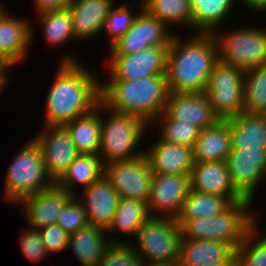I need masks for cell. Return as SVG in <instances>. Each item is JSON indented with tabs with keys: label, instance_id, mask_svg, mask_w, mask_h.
Here are the masks:
<instances>
[{
	"label": "cell",
	"instance_id": "6da1fadb",
	"mask_svg": "<svg viewBox=\"0 0 266 266\" xmlns=\"http://www.w3.org/2000/svg\"><path fill=\"white\" fill-rule=\"evenodd\" d=\"M65 55L46 99L44 126H64L91 112L101 101L96 76L72 55Z\"/></svg>",
	"mask_w": 266,
	"mask_h": 266
},
{
	"label": "cell",
	"instance_id": "7a4b0ae2",
	"mask_svg": "<svg viewBox=\"0 0 266 266\" xmlns=\"http://www.w3.org/2000/svg\"><path fill=\"white\" fill-rule=\"evenodd\" d=\"M196 34L183 42L175 34L171 41L166 64L169 93H204L208 77L219 61L213 35Z\"/></svg>",
	"mask_w": 266,
	"mask_h": 266
},
{
	"label": "cell",
	"instance_id": "3957f363",
	"mask_svg": "<svg viewBox=\"0 0 266 266\" xmlns=\"http://www.w3.org/2000/svg\"><path fill=\"white\" fill-rule=\"evenodd\" d=\"M168 95L166 75L108 81L100 86L101 102L108 109L138 116L150 125L164 112Z\"/></svg>",
	"mask_w": 266,
	"mask_h": 266
},
{
	"label": "cell",
	"instance_id": "277c9868",
	"mask_svg": "<svg viewBox=\"0 0 266 266\" xmlns=\"http://www.w3.org/2000/svg\"><path fill=\"white\" fill-rule=\"evenodd\" d=\"M251 202L250 199L245 198L240 202L232 203L215 217L177 222L181 239L223 241L237 249L247 230L256 222L255 215L249 210Z\"/></svg>",
	"mask_w": 266,
	"mask_h": 266
},
{
	"label": "cell",
	"instance_id": "5b68a950",
	"mask_svg": "<svg viewBox=\"0 0 266 266\" xmlns=\"http://www.w3.org/2000/svg\"><path fill=\"white\" fill-rule=\"evenodd\" d=\"M7 170L5 200L19 203L55 184L47 172L41 148L30 139L20 149Z\"/></svg>",
	"mask_w": 266,
	"mask_h": 266
},
{
	"label": "cell",
	"instance_id": "8992f818",
	"mask_svg": "<svg viewBox=\"0 0 266 266\" xmlns=\"http://www.w3.org/2000/svg\"><path fill=\"white\" fill-rule=\"evenodd\" d=\"M104 111L110 112L107 120L101 118V136L99 156L104 164L113 161L132 160L145 154L134 153L146 128L144 119L126 113H117L104 105Z\"/></svg>",
	"mask_w": 266,
	"mask_h": 266
},
{
	"label": "cell",
	"instance_id": "52a82bcc",
	"mask_svg": "<svg viewBox=\"0 0 266 266\" xmlns=\"http://www.w3.org/2000/svg\"><path fill=\"white\" fill-rule=\"evenodd\" d=\"M135 239L138 249H134L145 265L176 266L181 241L176 218L151 216L141 225Z\"/></svg>",
	"mask_w": 266,
	"mask_h": 266
},
{
	"label": "cell",
	"instance_id": "ba28073f",
	"mask_svg": "<svg viewBox=\"0 0 266 266\" xmlns=\"http://www.w3.org/2000/svg\"><path fill=\"white\" fill-rule=\"evenodd\" d=\"M217 31L211 34L217 43L219 61L243 71L266 64V30L250 27L223 35Z\"/></svg>",
	"mask_w": 266,
	"mask_h": 266
},
{
	"label": "cell",
	"instance_id": "9c48e42d",
	"mask_svg": "<svg viewBox=\"0 0 266 266\" xmlns=\"http://www.w3.org/2000/svg\"><path fill=\"white\" fill-rule=\"evenodd\" d=\"M244 71L218 61L210 73L204 94L219 120L243 112Z\"/></svg>",
	"mask_w": 266,
	"mask_h": 266
},
{
	"label": "cell",
	"instance_id": "30bf717a",
	"mask_svg": "<svg viewBox=\"0 0 266 266\" xmlns=\"http://www.w3.org/2000/svg\"><path fill=\"white\" fill-rule=\"evenodd\" d=\"M104 175L112 183L120 198L148 202L153 172L145 154L132 160L105 164Z\"/></svg>",
	"mask_w": 266,
	"mask_h": 266
},
{
	"label": "cell",
	"instance_id": "8fae6325",
	"mask_svg": "<svg viewBox=\"0 0 266 266\" xmlns=\"http://www.w3.org/2000/svg\"><path fill=\"white\" fill-rule=\"evenodd\" d=\"M175 33L140 5L130 30L109 49L110 55H131L148 47H169Z\"/></svg>",
	"mask_w": 266,
	"mask_h": 266
},
{
	"label": "cell",
	"instance_id": "7c38bea8",
	"mask_svg": "<svg viewBox=\"0 0 266 266\" xmlns=\"http://www.w3.org/2000/svg\"><path fill=\"white\" fill-rule=\"evenodd\" d=\"M169 47H148L131 55H110L109 81L166 75Z\"/></svg>",
	"mask_w": 266,
	"mask_h": 266
},
{
	"label": "cell",
	"instance_id": "4fadbf2b",
	"mask_svg": "<svg viewBox=\"0 0 266 266\" xmlns=\"http://www.w3.org/2000/svg\"><path fill=\"white\" fill-rule=\"evenodd\" d=\"M225 162L232 185L253 201L259 181L266 177V149H231Z\"/></svg>",
	"mask_w": 266,
	"mask_h": 266
},
{
	"label": "cell",
	"instance_id": "5bb4252c",
	"mask_svg": "<svg viewBox=\"0 0 266 266\" xmlns=\"http://www.w3.org/2000/svg\"><path fill=\"white\" fill-rule=\"evenodd\" d=\"M189 190L190 175L153 174L152 187L147 202L150 216L176 218Z\"/></svg>",
	"mask_w": 266,
	"mask_h": 266
},
{
	"label": "cell",
	"instance_id": "9a60e30c",
	"mask_svg": "<svg viewBox=\"0 0 266 266\" xmlns=\"http://www.w3.org/2000/svg\"><path fill=\"white\" fill-rule=\"evenodd\" d=\"M44 130L33 139L41 148L48 174L56 182L80 153L65 126H45Z\"/></svg>",
	"mask_w": 266,
	"mask_h": 266
},
{
	"label": "cell",
	"instance_id": "2e32d148",
	"mask_svg": "<svg viewBox=\"0 0 266 266\" xmlns=\"http://www.w3.org/2000/svg\"><path fill=\"white\" fill-rule=\"evenodd\" d=\"M74 195L56 183L36 195L26 197L18 204L23 207V214L31 228L41 229L51 224H56L66 203Z\"/></svg>",
	"mask_w": 266,
	"mask_h": 266
},
{
	"label": "cell",
	"instance_id": "e0dca14e",
	"mask_svg": "<svg viewBox=\"0 0 266 266\" xmlns=\"http://www.w3.org/2000/svg\"><path fill=\"white\" fill-rule=\"evenodd\" d=\"M163 114L167 118L188 122L200 130L219 120L204 93H169Z\"/></svg>",
	"mask_w": 266,
	"mask_h": 266
},
{
	"label": "cell",
	"instance_id": "ac0fdd59",
	"mask_svg": "<svg viewBox=\"0 0 266 266\" xmlns=\"http://www.w3.org/2000/svg\"><path fill=\"white\" fill-rule=\"evenodd\" d=\"M190 189L229 198L233 203L245 199L232 185L225 161L194 162L190 174Z\"/></svg>",
	"mask_w": 266,
	"mask_h": 266
},
{
	"label": "cell",
	"instance_id": "d6986e66",
	"mask_svg": "<svg viewBox=\"0 0 266 266\" xmlns=\"http://www.w3.org/2000/svg\"><path fill=\"white\" fill-rule=\"evenodd\" d=\"M235 251L223 241L181 239L176 266L234 265Z\"/></svg>",
	"mask_w": 266,
	"mask_h": 266
},
{
	"label": "cell",
	"instance_id": "ffe728a7",
	"mask_svg": "<svg viewBox=\"0 0 266 266\" xmlns=\"http://www.w3.org/2000/svg\"><path fill=\"white\" fill-rule=\"evenodd\" d=\"M83 203L90 225L108 229L113 221L120 196L105 175L82 190Z\"/></svg>",
	"mask_w": 266,
	"mask_h": 266
},
{
	"label": "cell",
	"instance_id": "44dd1931",
	"mask_svg": "<svg viewBox=\"0 0 266 266\" xmlns=\"http://www.w3.org/2000/svg\"><path fill=\"white\" fill-rule=\"evenodd\" d=\"M145 156L153 174L190 175L194 166L193 148L161 139L145 151Z\"/></svg>",
	"mask_w": 266,
	"mask_h": 266
},
{
	"label": "cell",
	"instance_id": "7402d4cb",
	"mask_svg": "<svg viewBox=\"0 0 266 266\" xmlns=\"http://www.w3.org/2000/svg\"><path fill=\"white\" fill-rule=\"evenodd\" d=\"M114 0H73L68 7L74 38L87 39L103 31Z\"/></svg>",
	"mask_w": 266,
	"mask_h": 266
},
{
	"label": "cell",
	"instance_id": "603a6c76",
	"mask_svg": "<svg viewBox=\"0 0 266 266\" xmlns=\"http://www.w3.org/2000/svg\"><path fill=\"white\" fill-rule=\"evenodd\" d=\"M106 233V229L94 225L78 229L69 235L68 247L73 249L83 266H98L99 260L111 243H127L115 238L108 239Z\"/></svg>",
	"mask_w": 266,
	"mask_h": 266
},
{
	"label": "cell",
	"instance_id": "cb8c5ba5",
	"mask_svg": "<svg viewBox=\"0 0 266 266\" xmlns=\"http://www.w3.org/2000/svg\"><path fill=\"white\" fill-rule=\"evenodd\" d=\"M231 134L227 120L200 130L193 147L194 162L226 161L231 151Z\"/></svg>",
	"mask_w": 266,
	"mask_h": 266
},
{
	"label": "cell",
	"instance_id": "d4e9b609",
	"mask_svg": "<svg viewBox=\"0 0 266 266\" xmlns=\"http://www.w3.org/2000/svg\"><path fill=\"white\" fill-rule=\"evenodd\" d=\"M231 149H266V114L240 113L227 119Z\"/></svg>",
	"mask_w": 266,
	"mask_h": 266
},
{
	"label": "cell",
	"instance_id": "484cf974",
	"mask_svg": "<svg viewBox=\"0 0 266 266\" xmlns=\"http://www.w3.org/2000/svg\"><path fill=\"white\" fill-rule=\"evenodd\" d=\"M30 21L10 17L8 12L0 19V49L17 65L28 51V45L33 38Z\"/></svg>",
	"mask_w": 266,
	"mask_h": 266
},
{
	"label": "cell",
	"instance_id": "4316f807",
	"mask_svg": "<svg viewBox=\"0 0 266 266\" xmlns=\"http://www.w3.org/2000/svg\"><path fill=\"white\" fill-rule=\"evenodd\" d=\"M103 110L104 104L100 101L91 112L64 125L80 154H99Z\"/></svg>",
	"mask_w": 266,
	"mask_h": 266
},
{
	"label": "cell",
	"instance_id": "83f0119b",
	"mask_svg": "<svg viewBox=\"0 0 266 266\" xmlns=\"http://www.w3.org/2000/svg\"><path fill=\"white\" fill-rule=\"evenodd\" d=\"M105 164L99 155L79 154L63 175L55 182L59 187L75 195V187H89L104 176ZM81 184V185H80Z\"/></svg>",
	"mask_w": 266,
	"mask_h": 266
},
{
	"label": "cell",
	"instance_id": "f1b7e54d",
	"mask_svg": "<svg viewBox=\"0 0 266 266\" xmlns=\"http://www.w3.org/2000/svg\"><path fill=\"white\" fill-rule=\"evenodd\" d=\"M235 0H190L191 28L197 33H212L223 23Z\"/></svg>",
	"mask_w": 266,
	"mask_h": 266
},
{
	"label": "cell",
	"instance_id": "f546056e",
	"mask_svg": "<svg viewBox=\"0 0 266 266\" xmlns=\"http://www.w3.org/2000/svg\"><path fill=\"white\" fill-rule=\"evenodd\" d=\"M233 202L229 198L189 190L177 222H186L190 219L215 217L226 210Z\"/></svg>",
	"mask_w": 266,
	"mask_h": 266
},
{
	"label": "cell",
	"instance_id": "4dcf8cb0",
	"mask_svg": "<svg viewBox=\"0 0 266 266\" xmlns=\"http://www.w3.org/2000/svg\"><path fill=\"white\" fill-rule=\"evenodd\" d=\"M150 217L147 202L132 198H120L113 221L106 231L107 233L122 231V233H130L136 237L141 225Z\"/></svg>",
	"mask_w": 266,
	"mask_h": 266
},
{
	"label": "cell",
	"instance_id": "1f68e13d",
	"mask_svg": "<svg viewBox=\"0 0 266 266\" xmlns=\"http://www.w3.org/2000/svg\"><path fill=\"white\" fill-rule=\"evenodd\" d=\"M243 113L266 114V64L244 71Z\"/></svg>",
	"mask_w": 266,
	"mask_h": 266
},
{
	"label": "cell",
	"instance_id": "d6a6232c",
	"mask_svg": "<svg viewBox=\"0 0 266 266\" xmlns=\"http://www.w3.org/2000/svg\"><path fill=\"white\" fill-rule=\"evenodd\" d=\"M142 5L149 15L156 17L167 27L176 24L191 28L190 0H146Z\"/></svg>",
	"mask_w": 266,
	"mask_h": 266
},
{
	"label": "cell",
	"instance_id": "836d02e7",
	"mask_svg": "<svg viewBox=\"0 0 266 266\" xmlns=\"http://www.w3.org/2000/svg\"><path fill=\"white\" fill-rule=\"evenodd\" d=\"M40 20L43 24V35L53 46L62 45L66 41L74 38L72 30L71 14L68 8L61 10H48L40 12Z\"/></svg>",
	"mask_w": 266,
	"mask_h": 266
},
{
	"label": "cell",
	"instance_id": "e575fe53",
	"mask_svg": "<svg viewBox=\"0 0 266 266\" xmlns=\"http://www.w3.org/2000/svg\"><path fill=\"white\" fill-rule=\"evenodd\" d=\"M257 228L255 222L247 230L242 243L235 251L234 266H266V237L257 238Z\"/></svg>",
	"mask_w": 266,
	"mask_h": 266
},
{
	"label": "cell",
	"instance_id": "d590c367",
	"mask_svg": "<svg viewBox=\"0 0 266 266\" xmlns=\"http://www.w3.org/2000/svg\"><path fill=\"white\" fill-rule=\"evenodd\" d=\"M161 119V120H160ZM161 121L160 139L170 144L184 145L193 148L200 129L188 122H180L172 118H167L163 113L156 118Z\"/></svg>",
	"mask_w": 266,
	"mask_h": 266
},
{
	"label": "cell",
	"instance_id": "8d00e7d4",
	"mask_svg": "<svg viewBox=\"0 0 266 266\" xmlns=\"http://www.w3.org/2000/svg\"><path fill=\"white\" fill-rule=\"evenodd\" d=\"M130 9L128 3L124 2L123 6L113 5L109 10L103 29L111 34L110 47L130 30L137 17Z\"/></svg>",
	"mask_w": 266,
	"mask_h": 266
},
{
	"label": "cell",
	"instance_id": "74e56055",
	"mask_svg": "<svg viewBox=\"0 0 266 266\" xmlns=\"http://www.w3.org/2000/svg\"><path fill=\"white\" fill-rule=\"evenodd\" d=\"M98 266H145V263L136 253L134 245L111 243L99 260Z\"/></svg>",
	"mask_w": 266,
	"mask_h": 266
},
{
	"label": "cell",
	"instance_id": "f35d334b",
	"mask_svg": "<svg viewBox=\"0 0 266 266\" xmlns=\"http://www.w3.org/2000/svg\"><path fill=\"white\" fill-rule=\"evenodd\" d=\"M75 197L66 203L56 222L68 235L90 225L83 203Z\"/></svg>",
	"mask_w": 266,
	"mask_h": 266
},
{
	"label": "cell",
	"instance_id": "ab89813d",
	"mask_svg": "<svg viewBox=\"0 0 266 266\" xmlns=\"http://www.w3.org/2000/svg\"><path fill=\"white\" fill-rule=\"evenodd\" d=\"M29 229L23 232L24 234L21 237L20 246L22 253L30 261H42L43 258L48 255V253L46 252V249L42 243L39 229L31 227H29Z\"/></svg>",
	"mask_w": 266,
	"mask_h": 266
},
{
	"label": "cell",
	"instance_id": "60d3db41",
	"mask_svg": "<svg viewBox=\"0 0 266 266\" xmlns=\"http://www.w3.org/2000/svg\"><path fill=\"white\" fill-rule=\"evenodd\" d=\"M46 252H58L68 248L69 235L58 224L39 229Z\"/></svg>",
	"mask_w": 266,
	"mask_h": 266
},
{
	"label": "cell",
	"instance_id": "b9f144b4",
	"mask_svg": "<svg viewBox=\"0 0 266 266\" xmlns=\"http://www.w3.org/2000/svg\"><path fill=\"white\" fill-rule=\"evenodd\" d=\"M38 13L48 10H61L68 8L73 0H33Z\"/></svg>",
	"mask_w": 266,
	"mask_h": 266
},
{
	"label": "cell",
	"instance_id": "7bdbcfd3",
	"mask_svg": "<svg viewBox=\"0 0 266 266\" xmlns=\"http://www.w3.org/2000/svg\"><path fill=\"white\" fill-rule=\"evenodd\" d=\"M244 6L255 10L256 12L266 11V0H241Z\"/></svg>",
	"mask_w": 266,
	"mask_h": 266
},
{
	"label": "cell",
	"instance_id": "ee69618b",
	"mask_svg": "<svg viewBox=\"0 0 266 266\" xmlns=\"http://www.w3.org/2000/svg\"><path fill=\"white\" fill-rule=\"evenodd\" d=\"M15 66V64L0 49V72L5 76L6 69ZM9 67V68H8Z\"/></svg>",
	"mask_w": 266,
	"mask_h": 266
},
{
	"label": "cell",
	"instance_id": "f6af8a7d",
	"mask_svg": "<svg viewBox=\"0 0 266 266\" xmlns=\"http://www.w3.org/2000/svg\"><path fill=\"white\" fill-rule=\"evenodd\" d=\"M7 83V79L6 77L0 72V90H2V88H4V84Z\"/></svg>",
	"mask_w": 266,
	"mask_h": 266
},
{
	"label": "cell",
	"instance_id": "bcb514c9",
	"mask_svg": "<svg viewBox=\"0 0 266 266\" xmlns=\"http://www.w3.org/2000/svg\"><path fill=\"white\" fill-rule=\"evenodd\" d=\"M6 8H4V6L1 5L0 3V19L5 15V13L7 12L5 10Z\"/></svg>",
	"mask_w": 266,
	"mask_h": 266
},
{
	"label": "cell",
	"instance_id": "7dc6e473",
	"mask_svg": "<svg viewBox=\"0 0 266 266\" xmlns=\"http://www.w3.org/2000/svg\"><path fill=\"white\" fill-rule=\"evenodd\" d=\"M211 266H234V265H211Z\"/></svg>",
	"mask_w": 266,
	"mask_h": 266
}]
</instances>
